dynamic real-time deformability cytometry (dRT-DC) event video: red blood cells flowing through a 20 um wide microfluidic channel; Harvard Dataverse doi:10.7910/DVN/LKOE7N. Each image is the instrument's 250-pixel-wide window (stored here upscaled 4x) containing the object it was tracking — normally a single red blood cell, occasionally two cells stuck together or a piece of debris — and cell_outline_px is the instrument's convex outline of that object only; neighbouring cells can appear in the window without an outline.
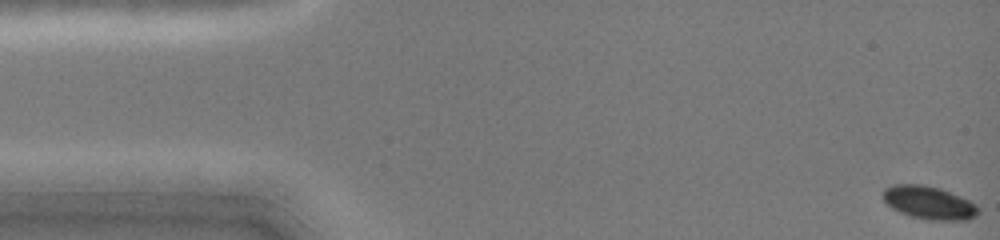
{"species": "common noctule bat (a hibernating species)", "species_latin": "Nyctalus noctula", "temperature_condition": "cold", "stored_images_in_passage": 47, "camera_frame_rate_fps": 3000, "um_per_image_px": 0.085, "animal": {"sex": "female", "body_mass_g": 19.0, "forearm_length_mm": 51.5}, "frame": {"image": 1, "passage_image": 1, "time_ms": 0.0, "image_size_px": [1000, 240], "cell_outline_px": [[980, 212], [976, 216], [968, 220], [928, 220], [908, 216], [892, 208], [880, 196], [880, 192], [884, 188], [892, 184], [924, 184], [940, 188], [960, 196], [976, 204], [980, 208]], "centroid_in_image_um": [78.94, 17.22], "position_along_channel_um": 6.1, "area_um2": 18.79}}
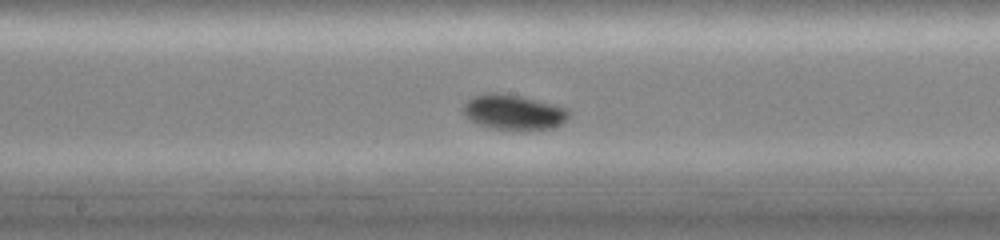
{"frame": {"image": 2, "passage_image": 25, "time_ms": 8.0, "image_size_px": [1000, 240], "cell_outline_px": [[568, 116], [560, 124], [552, 128], [524, 132], [492, 128], [480, 124], [472, 120], [464, 112], [464, 104], [472, 96], [488, 92], [500, 92], [520, 96], [568, 108]], "centroid_in_image_um": [43.66, 9.55], "position_along_channel_um": 204.5, "area_um2": 21.68}}
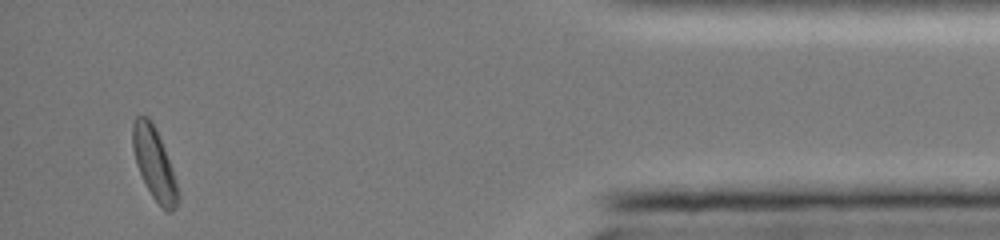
{"frame": {"image": 3, "passage_image": 45, "time_ms": 14.667, "image_size_px": [1000, 240], "cell_outline_px": [[180, 196], [176, 208], [172, 212], [164, 212], [152, 196], [136, 164], [132, 148], [132, 124], [136, 116], [148, 116], [160, 140], [168, 160]], "centroid_in_image_um": [13.09, 13.96], "position_along_channel_um": 422.1, "area_um2": 18.44}, "authors_computed_cell_mechanics": {"area_um2": 19.074, "velocity_mm_per_s": 4.0361, "shape_relaxation_time_tau1_ms": 1.7642, "shape_relaxation_time_tau2_ms": null, "deformation_change_tau1": 0.0845, "deformation_change_tau2": null}}